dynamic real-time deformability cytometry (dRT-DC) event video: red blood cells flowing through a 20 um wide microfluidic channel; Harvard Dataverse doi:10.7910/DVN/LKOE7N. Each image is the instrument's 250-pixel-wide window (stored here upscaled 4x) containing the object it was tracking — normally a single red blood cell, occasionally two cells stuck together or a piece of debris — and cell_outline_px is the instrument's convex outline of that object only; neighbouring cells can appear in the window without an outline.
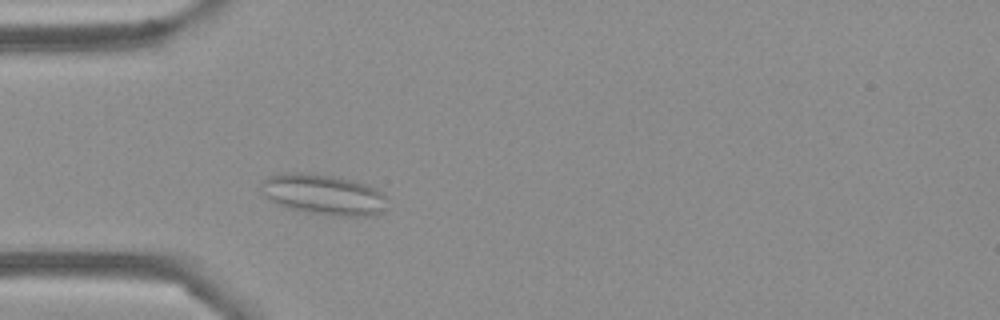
{"species": "Egyptian fruit bat (a non-hibernating species)", "species_latin": "Rousettus aegyptiacus", "temperature_condition": "cold", "stored_images_in_passage": 44, "camera_frame_rate_fps": 3000, "um_per_image_px": 0.085, "frame": {"image": 1, "passage_image": 6, "time_ms": 1.667, "image_size_px": [1000, 320], "cell_outline_px": [[388, 196], [384, 212], [376, 216], [332, 216], [288, 208], [272, 200], [264, 192], [260, 184], [268, 176], [288, 172], [304, 172], [332, 176], [352, 180], [368, 184], [376, 188]], "centroid_in_image_um": [27.6, 16.54], "position_along_channel_um": 57.4, "area_um2": 29.88}}
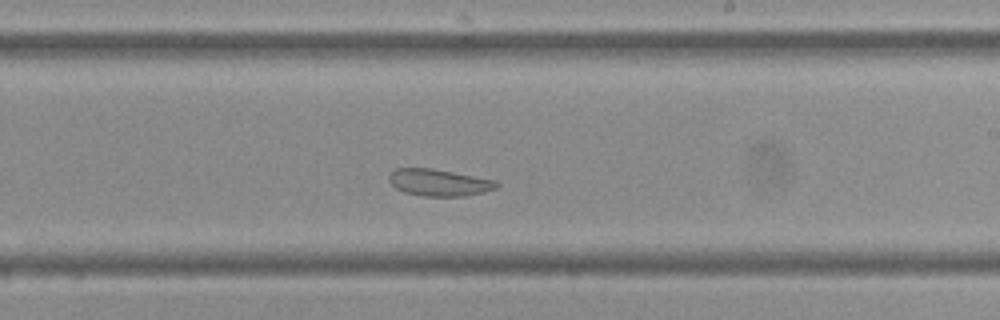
{"frame": {"image": 2, "passage_image": 22, "time_ms": 7.0, "image_size_px": [1000, 320], "cell_outline_px": [[500, 184], [496, 188], [464, 196], [420, 196], [404, 192], [396, 188], [388, 180], [388, 172], [392, 168], [432, 168], [496, 180]], "centroid_in_image_um": [37.25, 15.5], "position_along_channel_um": 251.8, "area_um2": 16.94}}
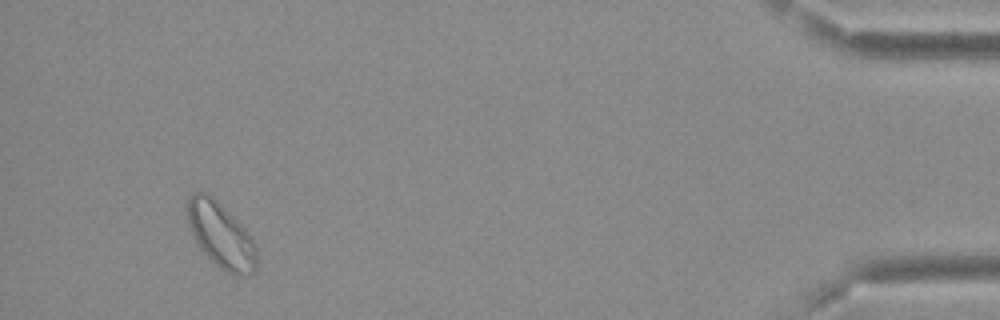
{"frame": {"image": 3, "passage_image": 41, "time_ms": 13.333, "image_size_px": [1000, 320], "cell_outline_px": [[256, 272], [244, 276], [236, 276], [220, 268], [200, 248], [192, 232], [184, 212], [184, 204], [188, 196], [192, 192], [204, 192], [212, 196], [252, 236], [256, 248]], "centroid_in_image_um": [18.74, 19.97], "position_along_channel_um": 416.5, "area_um2": 26.47}, "authors_computed_cell_mechanics": {"area_um2": 20.4323, "velocity_mm_per_s": 3.7201, "shape_relaxation_time_tau1_ms": null, "shape_relaxation_time_tau2_ms": 1.5657, "deformation_change_tau1": null, "deformation_change_tau2": 0.0657}}